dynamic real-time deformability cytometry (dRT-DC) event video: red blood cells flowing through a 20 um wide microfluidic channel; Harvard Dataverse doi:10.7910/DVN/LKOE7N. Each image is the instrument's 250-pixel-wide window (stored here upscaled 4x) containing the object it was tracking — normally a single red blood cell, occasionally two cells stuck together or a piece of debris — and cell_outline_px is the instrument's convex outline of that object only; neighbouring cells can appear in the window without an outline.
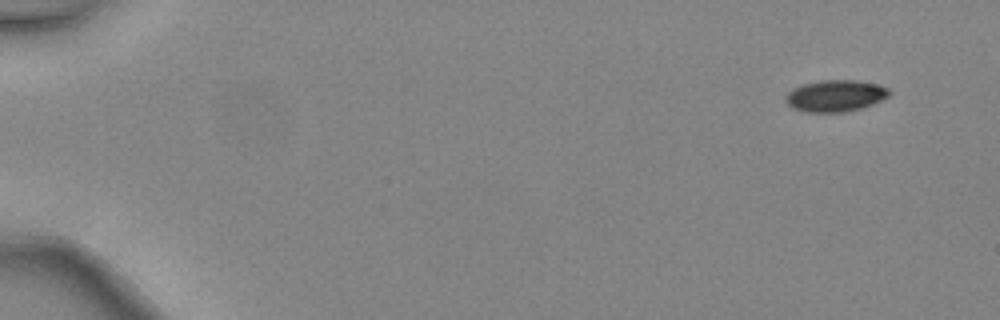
{"species": "common noctule bat (a hibernating species)", "species_latin": "Nyctalus noctula", "temperature_condition": "warm", "stored_images_in_passage": 5, "camera_frame_rate_fps": 3000, "um_per_image_px": 0.085, "animal": {"sex": "female", "body_mass_g": 24.6, "forearm_length_mm": 56.2}, "frame": {"image": 1, "passage_image": 1, "time_ms": 0.0, "image_size_px": [1000, 320], "cell_outline_px": [[892, 92], [888, 96], [872, 104], [860, 108], [844, 112], [804, 112], [792, 108], [784, 100], [784, 96], [792, 88], [804, 84], [820, 80], [852, 80], [876, 84], [888, 88]], "centroid_in_image_um": [70.96, 8.14], "position_along_channel_um": 14.0, "area_um2": 19.07}}
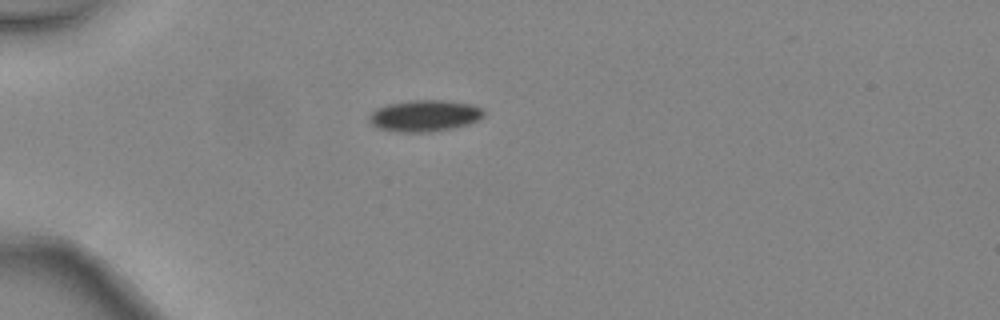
{"frame": {"image": 2, "passage_image": 4, "time_ms": 1.0, "image_size_px": [1000, 320], "cell_outline_px": [[484, 116], [468, 124], [452, 128], [428, 132], [396, 132], [380, 128], [372, 124], [368, 116], [376, 108], [388, 104], [412, 100], [440, 100], [472, 104], [480, 108], [484, 112]], "centroid_in_image_um": [36.07, 9.84], "position_along_channel_um": 48.9, "area_um2": 20.81}}